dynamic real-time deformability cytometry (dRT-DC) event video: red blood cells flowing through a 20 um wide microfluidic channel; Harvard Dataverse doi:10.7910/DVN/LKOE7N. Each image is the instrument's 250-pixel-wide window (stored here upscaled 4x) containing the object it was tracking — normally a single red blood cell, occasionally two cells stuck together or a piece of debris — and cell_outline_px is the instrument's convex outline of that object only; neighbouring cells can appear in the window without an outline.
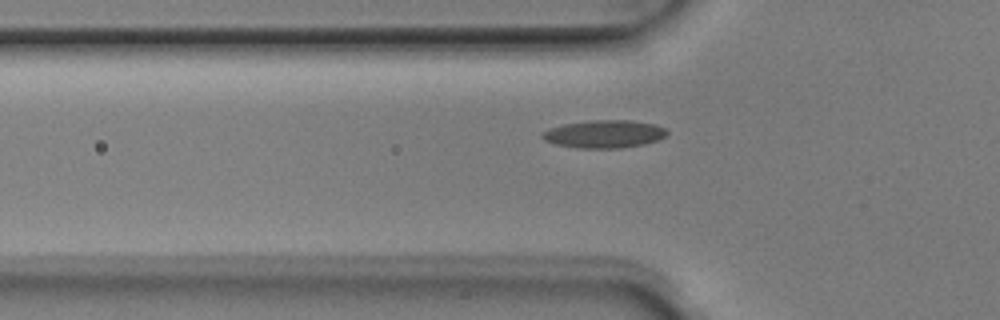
{"species": "Egyptian fruit bat (a non-hibernating species)", "species_latin": "Rousettus aegyptiacus", "temperature_condition": "room temperature", "stored_images_in_passage": 35, "camera_frame_rate_fps": 3000, "um_per_image_px": 0.085, "animal": {"sex": "male"}, "frame": {"image": 1, "passage_image": 4, "time_ms": 1.0, "image_size_px": [1000, 320], "cell_outline_px": [[668, 132], [664, 136], [656, 140], [644, 144], [620, 148], [580, 148], [556, 144], [544, 140], [540, 136], [540, 132], [548, 128], [564, 124], [588, 120], [632, 120], [652, 124], [664, 128]], "centroid_in_image_um": [51.29, 11.38], "position_along_channel_um": 74.5, "area_um2": 20.17}}
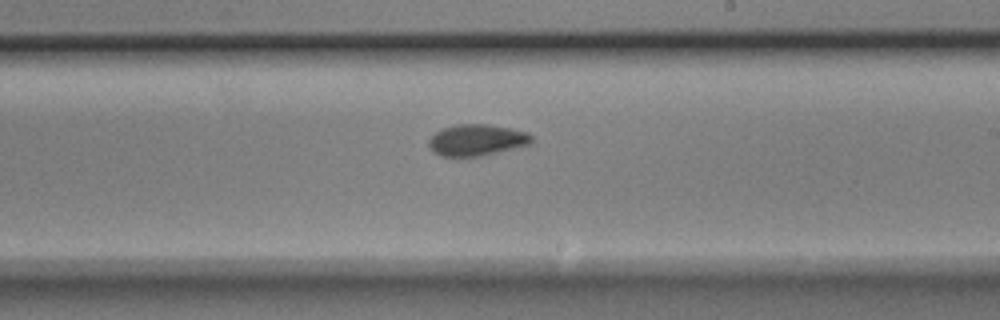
{"frame": {"image": 2, "passage_image": 17, "time_ms": 5.333, "image_size_px": [1000, 320], "cell_outline_px": [[532, 144], [476, 156], [440, 156], [428, 144], [428, 140], [436, 132], [444, 128], [456, 124], [488, 124], [512, 128], [528, 132], [532, 136]], "centroid_in_image_um": [40.55, 11.88], "position_along_channel_um": 248.4, "area_um2": 18.55}}
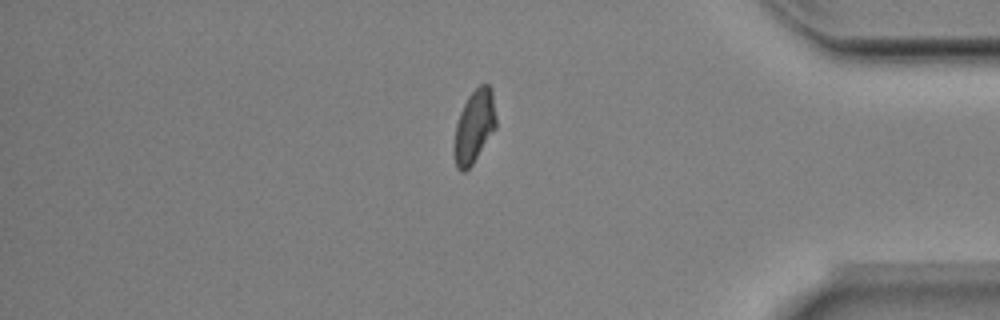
{"frame": {"image": 3, "passage_image": 30, "time_ms": 9.667, "image_size_px": [1000, 320], "cell_outline_px": [[496, 128], [472, 164], [464, 172], [460, 172], [456, 168], [456, 124], [460, 112], [468, 96], [480, 84], [488, 84], [492, 88], [496, 116]], "centroid_in_image_um": [40.35, 10.7], "position_along_channel_um": 394.8, "area_um2": 17.4}, "authors_computed_cell_mechanics": {"area_um2": 18.5538, "velocity_mm_per_s": 4.0059, "shape_relaxation_time_tau1_ms": 3.9923, "shape_relaxation_time_tau2_ms": 1.8114, "deformation_change_tau1": 0.1432, "deformation_change_tau2": 0.0729}}